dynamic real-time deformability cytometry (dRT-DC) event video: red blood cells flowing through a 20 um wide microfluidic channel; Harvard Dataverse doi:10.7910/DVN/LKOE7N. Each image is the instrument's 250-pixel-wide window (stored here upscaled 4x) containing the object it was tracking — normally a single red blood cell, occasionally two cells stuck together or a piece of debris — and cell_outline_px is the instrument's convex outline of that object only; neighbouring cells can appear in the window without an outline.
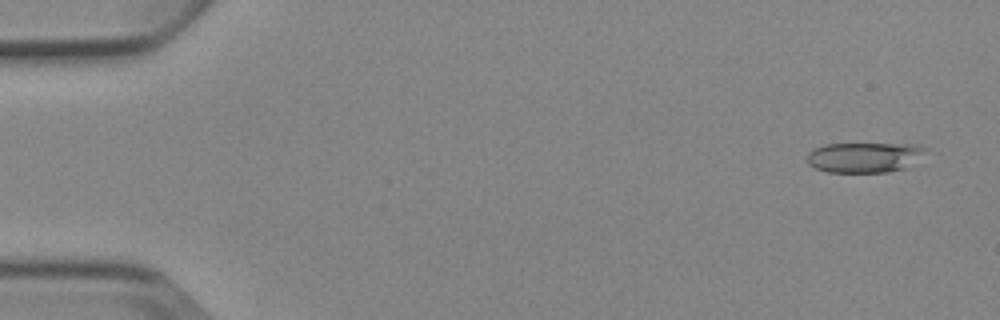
{"species": "Egyptian fruit bat (a non-hibernating species)", "species_latin": "Rousettus aegyptiacus", "temperature_condition": "cold", "stored_images_in_passage": 4, "camera_frame_rate_fps": 3000, "um_per_image_px": 0.085, "animal": {"sex": "female"}, "frame": {"image": 1, "passage_image": 1, "time_ms": 0.0, "image_size_px": [1000, 320], "cell_outline_px": [[928, 148], [904, 168], [888, 172], [828, 172], [816, 168], [808, 164], [808, 152], [812, 148], [824, 144], [908, 144]], "centroid_in_image_um": [73.37, 13.37], "position_along_channel_um": 11.6, "area_um2": 20.46}}
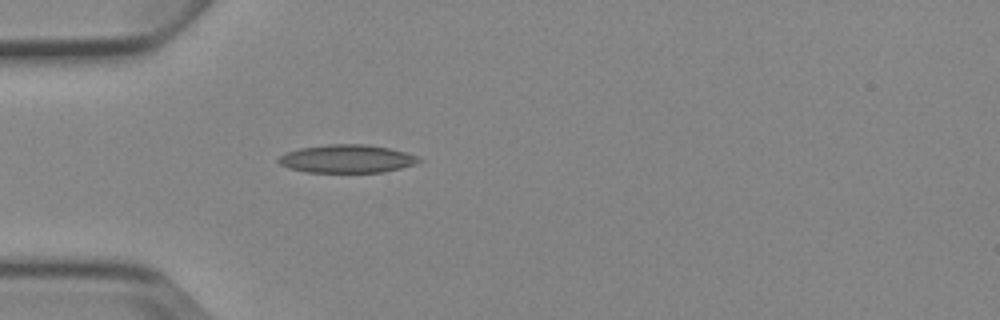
{"frame": {"image": 2, "passage_image": 4, "time_ms": 4.333, "image_size_px": [1000, 320], "cell_outline_px": [[424, 160], [400, 168], [384, 172], [308, 172], [288, 168], [280, 164], [276, 160], [280, 156], [288, 152], [300, 148], [328, 144], [368, 144], [388, 148], [404, 152], [416, 156]], "centroid_in_image_um": [29.46, 13.49], "position_along_channel_um": 55.5, "area_um2": 22.83}}